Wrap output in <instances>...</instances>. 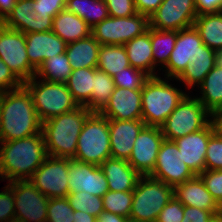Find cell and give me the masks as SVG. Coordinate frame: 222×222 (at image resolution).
<instances>
[{
    "label": "cell",
    "mask_w": 222,
    "mask_h": 222,
    "mask_svg": "<svg viewBox=\"0 0 222 222\" xmlns=\"http://www.w3.org/2000/svg\"><path fill=\"white\" fill-rule=\"evenodd\" d=\"M0 59L22 83L36 75L26 53L25 34L19 30L6 27L0 33Z\"/></svg>",
    "instance_id": "cell-10"
},
{
    "label": "cell",
    "mask_w": 222,
    "mask_h": 222,
    "mask_svg": "<svg viewBox=\"0 0 222 222\" xmlns=\"http://www.w3.org/2000/svg\"><path fill=\"white\" fill-rule=\"evenodd\" d=\"M100 168L108 182L110 191H133L141 178V175L134 170L127 160L108 158Z\"/></svg>",
    "instance_id": "cell-23"
},
{
    "label": "cell",
    "mask_w": 222,
    "mask_h": 222,
    "mask_svg": "<svg viewBox=\"0 0 222 222\" xmlns=\"http://www.w3.org/2000/svg\"><path fill=\"white\" fill-rule=\"evenodd\" d=\"M10 222H25V221H22V220H19V219H16V218H14L12 221H10Z\"/></svg>",
    "instance_id": "cell-60"
},
{
    "label": "cell",
    "mask_w": 222,
    "mask_h": 222,
    "mask_svg": "<svg viewBox=\"0 0 222 222\" xmlns=\"http://www.w3.org/2000/svg\"><path fill=\"white\" fill-rule=\"evenodd\" d=\"M149 176L175 187L193 178L195 174L184 163L176 143L164 139L158 152L155 168Z\"/></svg>",
    "instance_id": "cell-14"
},
{
    "label": "cell",
    "mask_w": 222,
    "mask_h": 222,
    "mask_svg": "<svg viewBox=\"0 0 222 222\" xmlns=\"http://www.w3.org/2000/svg\"><path fill=\"white\" fill-rule=\"evenodd\" d=\"M210 222H222V212L214 215Z\"/></svg>",
    "instance_id": "cell-58"
},
{
    "label": "cell",
    "mask_w": 222,
    "mask_h": 222,
    "mask_svg": "<svg viewBox=\"0 0 222 222\" xmlns=\"http://www.w3.org/2000/svg\"><path fill=\"white\" fill-rule=\"evenodd\" d=\"M127 217L119 216L114 213L103 211L97 218L96 222H126Z\"/></svg>",
    "instance_id": "cell-52"
},
{
    "label": "cell",
    "mask_w": 222,
    "mask_h": 222,
    "mask_svg": "<svg viewBox=\"0 0 222 222\" xmlns=\"http://www.w3.org/2000/svg\"><path fill=\"white\" fill-rule=\"evenodd\" d=\"M91 113L85 106H78L72 111L43 122L42 132L47 155L56 158L73 159L83 124Z\"/></svg>",
    "instance_id": "cell-3"
},
{
    "label": "cell",
    "mask_w": 222,
    "mask_h": 222,
    "mask_svg": "<svg viewBox=\"0 0 222 222\" xmlns=\"http://www.w3.org/2000/svg\"><path fill=\"white\" fill-rule=\"evenodd\" d=\"M135 7L138 13L150 16L158 9L163 0H134Z\"/></svg>",
    "instance_id": "cell-51"
},
{
    "label": "cell",
    "mask_w": 222,
    "mask_h": 222,
    "mask_svg": "<svg viewBox=\"0 0 222 222\" xmlns=\"http://www.w3.org/2000/svg\"><path fill=\"white\" fill-rule=\"evenodd\" d=\"M67 0H33V7L37 13L54 16L65 9Z\"/></svg>",
    "instance_id": "cell-47"
},
{
    "label": "cell",
    "mask_w": 222,
    "mask_h": 222,
    "mask_svg": "<svg viewBox=\"0 0 222 222\" xmlns=\"http://www.w3.org/2000/svg\"><path fill=\"white\" fill-rule=\"evenodd\" d=\"M69 158L48 156L29 179L49 199L67 197Z\"/></svg>",
    "instance_id": "cell-11"
},
{
    "label": "cell",
    "mask_w": 222,
    "mask_h": 222,
    "mask_svg": "<svg viewBox=\"0 0 222 222\" xmlns=\"http://www.w3.org/2000/svg\"><path fill=\"white\" fill-rule=\"evenodd\" d=\"M150 76L142 70L129 66L123 68L119 74L113 76L115 87L126 88L130 90H142L145 82Z\"/></svg>",
    "instance_id": "cell-39"
},
{
    "label": "cell",
    "mask_w": 222,
    "mask_h": 222,
    "mask_svg": "<svg viewBox=\"0 0 222 222\" xmlns=\"http://www.w3.org/2000/svg\"><path fill=\"white\" fill-rule=\"evenodd\" d=\"M26 53L30 64L38 70L45 60L65 53L67 43L53 31L25 34Z\"/></svg>",
    "instance_id": "cell-21"
},
{
    "label": "cell",
    "mask_w": 222,
    "mask_h": 222,
    "mask_svg": "<svg viewBox=\"0 0 222 222\" xmlns=\"http://www.w3.org/2000/svg\"><path fill=\"white\" fill-rule=\"evenodd\" d=\"M214 133L211 122L203 129L174 140L184 163L195 175L205 170V157L210 136Z\"/></svg>",
    "instance_id": "cell-18"
},
{
    "label": "cell",
    "mask_w": 222,
    "mask_h": 222,
    "mask_svg": "<svg viewBox=\"0 0 222 222\" xmlns=\"http://www.w3.org/2000/svg\"><path fill=\"white\" fill-rule=\"evenodd\" d=\"M53 17L51 15H42L40 13L33 15L32 32L41 33L52 30Z\"/></svg>",
    "instance_id": "cell-49"
},
{
    "label": "cell",
    "mask_w": 222,
    "mask_h": 222,
    "mask_svg": "<svg viewBox=\"0 0 222 222\" xmlns=\"http://www.w3.org/2000/svg\"><path fill=\"white\" fill-rule=\"evenodd\" d=\"M6 28V20L5 17L0 15V33Z\"/></svg>",
    "instance_id": "cell-57"
},
{
    "label": "cell",
    "mask_w": 222,
    "mask_h": 222,
    "mask_svg": "<svg viewBox=\"0 0 222 222\" xmlns=\"http://www.w3.org/2000/svg\"><path fill=\"white\" fill-rule=\"evenodd\" d=\"M99 113L107 119H142L141 90L115 87L109 102Z\"/></svg>",
    "instance_id": "cell-20"
},
{
    "label": "cell",
    "mask_w": 222,
    "mask_h": 222,
    "mask_svg": "<svg viewBox=\"0 0 222 222\" xmlns=\"http://www.w3.org/2000/svg\"><path fill=\"white\" fill-rule=\"evenodd\" d=\"M173 196L174 187L151 176H141L133 190L129 218L142 222H156L159 213Z\"/></svg>",
    "instance_id": "cell-7"
},
{
    "label": "cell",
    "mask_w": 222,
    "mask_h": 222,
    "mask_svg": "<svg viewBox=\"0 0 222 222\" xmlns=\"http://www.w3.org/2000/svg\"><path fill=\"white\" fill-rule=\"evenodd\" d=\"M48 157L43 132L11 141H0V178L29 180Z\"/></svg>",
    "instance_id": "cell-2"
},
{
    "label": "cell",
    "mask_w": 222,
    "mask_h": 222,
    "mask_svg": "<svg viewBox=\"0 0 222 222\" xmlns=\"http://www.w3.org/2000/svg\"><path fill=\"white\" fill-rule=\"evenodd\" d=\"M65 9L82 18L91 28L109 17L104 0H67Z\"/></svg>",
    "instance_id": "cell-33"
},
{
    "label": "cell",
    "mask_w": 222,
    "mask_h": 222,
    "mask_svg": "<svg viewBox=\"0 0 222 222\" xmlns=\"http://www.w3.org/2000/svg\"><path fill=\"white\" fill-rule=\"evenodd\" d=\"M210 119L214 132L222 138V111L211 113Z\"/></svg>",
    "instance_id": "cell-53"
},
{
    "label": "cell",
    "mask_w": 222,
    "mask_h": 222,
    "mask_svg": "<svg viewBox=\"0 0 222 222\" xmlns=\"http://www.w3.org/2000/svg\"><path fill=\"white\" fill-rule=\"evenodd\" d=\"M193 26L203 44L215 51L222 50V12L200 14Z\"/></svg>",
    "instance_id": "cell-30"
},
{
    "label": "cell",
    "mask_w": 222,
    "mask_h": 222,
    "mask_svg": "<svg viewBox=\"0 0 222 222\" xmlns=\"http://www.w3.org/2000/svg\"><path fill=\"white\" fill-rule=\"evenodd\" d=\"M108 158H111L109 119L92 112L83 124L73 160L100 166Z\"/></svg>",
    "instance_id": "cell-5"
},
{
    "label": "cell",
    "mask_w": 222,
    "mask_h": 222,
    "mask_svg": "<svg viewBox=\"0 0 222 222\" xmlns=\"http://www.w3.org/2000/svg\"><path fill=\"white\" fill-rule=\"evenodd\" d=\"M202 45L203 41L194 26L179 30L174 50L164 67V78L176 79L198 56Z\"/></svg>",
    "instance_id": "cell-16"
},
{
    "label": "cell",
    "mask_w": 222,
    "mask_h": 222,
    "mask_svg": "<svg viewBox=\"0 0 222 222\" xmlns=\"http://www.w3.org/2000/svg\"><path fill=\"white\" fill-rule=\"evenodd\" d=\"M72 73L66 53L49 57L36 71L37 79L65 83Z\"/></svg>",
    "instance_id": "cell-34"
},
{
    "label": "cell",
    "mask_w": 222,
    "mask_h": 222,
    "mask_svg": "<svg viewBox=\"0 0 222 222\" xmlns=\"http://www.w3.org/2000/svg\"><path fill=\"white\" fill-rule=\"evenodd\" d=\"M130 66L126 49L123 45H101L98 54L97 69L110 77L119 74Z\"/></svg>",
    "instance_id": "cell-32"
},
{
    "label": "cell",
    "mask_w": 222,
    "mask_h": 222,
    "mask_svg": "<svg viewBox=\"0 0 222 222\" xmlns=\"http://www.w3.org/2000/svg\"><path fill=\"white\" fill-rule=\"evenodd\" d=\"M177 37L178 31L156 30L150 28V41L154 60V77L159 76L155 72L158 66L161 65V70L167 65L171 52L174 50Z\"/></svg>",
    "instance_id": "cell-31"
},
{
    "label": "cell",
    "mask_w": 222,
    "mask_h": 222,
    "mask_svg": "<svg viewBox=\"0 0 222 222\" xmlns=\"http://www.w3.org/2000/svg\"><path fill=\"white\" fill-rule=\"evenodd\" d=\"M73 99L79 106L91 111V95L94 88V68H78L72 70L65 82Z\"/></svg>",
    "instance_id": "cell-28"
},
{
    "label": "cell",
    "mask_w": 222,
    "mask_h": 222,
    "mask_svg": "<svg viewBox=\"0 0 222 222\" xmlns=\"http://www.w3.org/2000/svg\"><path fill=\"white\" fill-rule=\"evenodd\" d=\"M23 83L13 74L10 68L0 59V93L17 89Z\"/></svg>",
    "instance_id": "cell-46"
},
{
    "label": "cell",
    "mask_w": 222,
    "mask_h": 222,
    "mask_svg": "<svg viewBox=\"0 0 222 222\" xmlns=\"http://www.w3.org/2000/svg\"><path fill=\"white\" fill-rule=\"evenodd\" d=\"M23 85L31 94L33 105L42 123L79 106L65 83L43 79L37 81V77L34 76Z\"/></svg>",
    "instance_id": "cell-6"
},
{
    "label": "cell",
    "mask_w": 222,
    "mask_h": 222,
    "mask_svg": "<svg viewBox=\"0 0 222 222\" xmlns=\"http://www.w3.org/2000/svg\"><path fill=\"white\" fill-rule=\"evenodd\" d=\"M208 210H202L197 207L184 206V215L182 222H210L214 215Z\"/></svg>",
    "instance_id": "cell-48"
},
{
    "label": "cell",
    "mask_w": 222,
    "mask_h": 222,
    "mask_svg": "<svg viewBox=\"0 0 222 222\" xmlns=\"http://www.w3.org/2000/svg\"><path fill=\"white\" fill-rule=\"evenodd\" d=\"M73 222H96V217L83 211H74Z\"/></svg>",
    "instance_id": "cell-55"
},
{
    "label": "cell",
    "mask_w": 222,
    "mask_h": 222,
    "mask_svg": "<svg viewBox=\"0 0 222 222\" xmlns=\"http://www.w3.org/2000/svg\"><path fill=\"white\" fill-rule=\"evenodd\" d=\"M110 17H130L137 12L134 0H104Z\"/></svg>",
    "instance_id": "cell-45"
},
{
    "label": "cell",
    "mask_w": 222,
    "mask_h": 222,
    "mask_svg": "<svg viewBox=\"0 0 222 222\" xmlns=\"http://www.w3.org/2000/svg\"><path fill=\"white\" fill-rule=\"evenodd\" d=\"M17 0H0V15L7 17Z\"/></svg>",
    "instance_id": "cell-54"
},
{
    "label": "cell",
    "mask_w": 222,
    "mask_h": 222,
    "mask_svg": "<svg viewBox=\"0 0 222 222\" xmlns=\"http://www.w3.org/2000/svg\"><path fill=\"white\" fill-rule=\"evenodd\" d=\"M200 95L196 98L210 112L222 111V67L214 66L198 86Z\"/></svg>",
    "instance_id": "cell-29"
},
{
    "label": "cell",
    "mask_w": 222,
    "mask_h": 222,
    "mask_svg": "<svg viewBox=\"0 0 222 222\" xmlns=\"http://www.w3.org/2000/svg\"><path fill=\"white\" fill-rule=\"evenodd\" d=\"M205 170H222V138L215 132L208 141Z\"/></svg>",
    "instance_id": "cell-41"
},
{
    "label": "cell",
    "mask_w": 222,
    "mask_h": 222,
    "mask_svg": "<svg viewBox=\"0 0 222 222\" xmlns=\"http://www.w3.org/2000/svg\"><path fill=\"white\" fill-rule=\"evenodd\" d=\"M67 199L74 211L87 212L96 218L104 211L102 197L85 191L69 193Z\"/></svg>",
    "instance_id": "cell-38"
},
{
    "label": "cell",
    "mask_w": 222,
    "mask_h": 222,
    "mask_svg": "<svg viewBox=\"0 0 222 222\" xmlns=\"http://www.w3.org/2000/svg\"><path fill=\"white\" fill-rule=\"evenodd\" d=\"M34 14H37V11L34 10L33 0H17L12 11L5 18L6 27L19 30L24 34L31 33Z\"/></svg>",
    "instance_id": "cell-35"
},
{
    "label": "cell",
    "mask_w": 222,
    "mask_h": 222,
    "mask_svg": "<svg viewBox=\"0 0 222 222\" xmlns=\"http://www.w3.org/2000/svg\"><path fill=\"white\" fill-rule=\"evenodd\" d=\"M194 0H163L149 18V27L156 30L179 31L193 26L197 18Z\"/></svg>",
    "instance_id": "cell-13"
},
{
    "label": "cell",
    "mask_w": 222,
    "mask_h": 222,
    "mask_svg": "<svg viewBox=\"0 0 222 222\" xmlns=\"http://www.w3.org/2000/svg\"><path fill=\"white\" fill-rule=\"evenodd\" d=\"M215 55V50L203 44L200 47L198 56L192 63L186 66L184 71L175 80L184 83L187 89L193 86H199L204 81L206 75L215 66Z\"/></svg>",
    "instance_id": "cell-27"
},
{
    "label": "cell",
    "mask_w": 222,
    "mask_h": 222,
    "mask_svg": "<svg viewBox=\"0 0 222 222\" xmlns=\"http://www.w3.org/2000/svg\"><path fill=\"white\" fill-rule=\"evenodd\" d=\"M104 211L129 218L133 201V191H108L102 197Z\"/></svg>",
    "instance_id": "cell-37"
},
{
    "label": "cell",
    "mask_w": 222,
    "mask_h": 222,
    "mask_svg": "<svg viewBox=\"0 0 222 222\" xmlns=\"http://www.w3.org/2000/svg\"><path fill=\"white\" fill-rule=\"evenodd\" d=\"M14 191L15 218L25 222H47L49 198L30 180L8 182Z\"/></svg>",
    "instance_id": "cell-12"
},
{
    "label": "cell",
    "mask_w": 222,
    "mask_h": 222,
    "mask_svg": "<svg viewBox=\"0 0 222 222\" xmlns=\"http://www.w3.org/2000/svg\"><path fill=\"white\" fill-rule=\"evenodd\" d=\"M51 31L69 44L88 37L92 28L82 18L64 9L54 16Z\"/></svg>",
    "instance_id": "cell-24"
},
{
    "label": "cell",
    "mask_w": 222,
    "mask_h": 222,
    "mask_svg": "<svg viewBox=\"0 0 222 222\" xmlns=\"http://www.w3.org/2000/svg\"><path fill=\"white\" fill-rule=\"evenodd\" d=\"M197 14L218 13L222 10V0H194Z\"/></svg>",
    "instance_id": "cell-50"
},
{
    "label": "cell",
    "mask_w": 222,
    "mask_h": 222,
    "mask_svg": "<svg viewBox=\"0 0 222 222\" xmlns=\"http://www.w3.org/2000/svg\"><path fill=\"white\" fill-rule=\"evenodd\" d=\"M164 139L161 128L152 126H145L135 139L128 163L141 176H149L153 172Z\"/></svg>",
    "instance_id": "cell-15"
},
{
    "label": "cell",
    "mask_w": 222,
    "mask_h": 222,
    "mask_svg": "<svg viewBox=\"0 0 222 222\" xmlns=\"http://www.w3.org/2000/svg\"><path fill=\"white\" fill-rule=\"evenodd\" d=\"M40 132H42V122L28 89L22 85L17 89L1 93L0 141L26 138Z\"/></svg>",
    "instance_id": "cell-1"
},
{
    "label": "cell",
    "mask_w": 222,
    "mask_h": 222,
    "mask_svg": "<svg viewBox=\"0 0 222 222\" xmlns=\"http://www.w3.org/2000/svg\"><path fill=\"white\" fill-rule=\"evenodd\" d=\"M126 222H142V221L134 220V219L128 218Z\"/></svg>",
    "instance_id": "cell-59"
},
{
    "label": "cell",
    "mask_w": 222,
    "mask_h": 222,
    "mask_svg": "<svg viewBox=\"0 0 222 222\" xmlns=\"http://www.w3.org/2000/svg\"><path fill=\"white\" fill-rule=\"evenodd\" d=\"M145 126L142 119H109L111 158L128 161L135 139Z\"/></svg>",
    "instance_id": "cell-19"
},
{
    "label": "cell",
    "mask_w": 222,
    "mask_h": 222,
    "mask_svg": "<svg viewBox=\"0 0 222 222\" xmlns=\"http://www.w3.org/2000/svg\"><path fill=\"white\" fill-rule=\"evenodd\" d=\"M217 204L222 208V170H204L199 174Z\"/></svg>",
    "instance_id": "cell-42"
},
{
    "label": "cell",
    "mask_w": 222,
    "mask_h": 222,
    "mask_svg": "<svg viewBox=\"0 0 222 222\" xmlns=\"http://www.w3.org/2000/svg\"><path fill=\"white\" fill-rule=\"evenodd\" d=\"M101 44L92 34L88 37L67 44L66 55L72 70L78 68H96Z\"/></svg>",
    "instance_id": "cell-26"
},
{
    "label": "cell",
    "mask_w": 222,
    "mask_h": 222,
    "mask_svg": "<svg viewBox=\"0 0 222 222\" xmlns=\"http://www.w3.org/2000/svg\"><path fill=\"white\" fill-rule=\"evenodd\" d=\"M126 49L130 66L154 77L153 49L150 41V27L142 35L136 36L123 45Z\"/></svg>",
    "instance_id": "cell-25"
},
{
    "label": "cell",
    "mask_w": 222,
    "mask_h": 222,
    "mask_svg": "<svg viewBox=\"0 0 222 222\" xmlns=\"http://www.w3.org/2000/svg\"><path fill=\"white\" fill-rule=\"evenodd\" d=\"M149 28V18L140 13L130 17H108L92 27L91 34L101 45H124Z\"/></svg>",
    "instance_id": "cell-9"
},
{
    "label": "cell",
    "mask_w": 222,
    "mask_h": 222,
    "mask_svg": "<svg viewBox=\"0 0 222 222\" xmlns=\"http://www.w3.org/2000/svg\"><path fill=\"white\" fill-rule=\"evenodd\" d=\"M210 117L203 104L187 94L160 128L166 140L174 141L203 129L211 122Z\"/></svg>",
    "instance_id": "cell-8"
},
{
    "label": "cell",
    "mask_w": 222,
    "mask_h": 222,
    "mask_svg": "<svg viewBox=\"0 0 222 222\" xmlns=\"http://www.w3.org/2000/svg\"><path fill=\"white\" fill-rule=\"evenodd\" d=\"M14 191L7 184L0 192V222H10L15 218Z\"/></svg>",
    "instance_id": "cell-43"
},
{
    "label": "cell",
    "mask_w": 222,
    "mask_h": 222,
    "mask_svg": "<svg viewBox=\"0 0 222 222\" xmlns=\"http://www.w3.org/2000/svg\"><path fill=\"white\" fill-rule=\"evenodd\" d=\"M69 193L85 191L103 197L108 189V182L100 166L69 159Z\"/></svg>",
    "instance_id": "cell-17"
},
{
    "label": "cell",
    "mask_w": 222,
    "mask_h": 222,
    "mask_svg": "<svg viewBox=\"0 0 222 222\" xmlns=\"http://www.w3.org/2000/svg\"><path fill=\"white\" fill-rule=\"evenodd\" d=\"M215 65L222 67V50L216 51V55H215Z\"/></svg>",
    "instance_id": "cell-56"
},
{
    "label": "cell",
    "mask_w": 222,
    "mask_h": 222,
    "mask_svg": "<svg viewBox=\"0 0 222 222\" xmlns=\"http://www.w3.org/2000/svg\"><path fill=\"white\" fill-rule=\"evenodd\" d=\"M183 215L184 205L173 196L159 213L156 222H182Z\"/></svg>",
    "instance_id": "cell-44"
},
{
    "label": "cell",
    "mask_w": 222,
    "mask_h": 222,
    "mask_svg": "<svg viewBox=\"0 0 222 222\" xmlns=\"http://www.w3.org/2000/svg\"><path fill=\"white\" fill-rule=\"evenodd\" d=\"M115 89L113 77L94 68V88L91 95V112H100Z\"/></svg>",
    "instance_id": "cell-36"
},
{
    "label": "cell",
    "mask_w": 222,
    "mask_h": 222,
    "mask_svg": "<svg viewBox=\"0 0 222 222\" xmlns=\"http://www.w3.org/2000/svg\"><path fill=\"white\" fill-rule=\"evenodd\" d=\"M168 80L172 78L150 77L141 90L142 120L146 126L161 127L187 95Z\"/></svg>",
    "instance_id": "cell-4"
},
{
    "label": "cell",
    "mask_w": 222,
    "mask_h": 222,
    "mask_svg": "<svg viewBox=\"0 0 222 222\" xmlns=\"http://www.w3.org/2000/svg\"><path fill=\"white\" fill-rule=\"evenodd\" d=\"M174 196L184 205L208 210L211 213H221L222 208L206 189L199 175L174 187Z\"/></svg>",
    "instance_id": "cell-22"
},
{
    "label": "cell",
    "mask_w": 222,
    "mask_h": 222,
    "mask_svg": "<svg viewBox=\"0 0 222 222\" xmlns=\"http://www.w3.org/2000/svg\"><path fill=\"white\" fill-rule=\"evenodd\" d=\"M74 210L67 197L49 199L47 207V222H73Z\"/></svg>",
    "instance_id": "cell-40"
}]
</instances>
